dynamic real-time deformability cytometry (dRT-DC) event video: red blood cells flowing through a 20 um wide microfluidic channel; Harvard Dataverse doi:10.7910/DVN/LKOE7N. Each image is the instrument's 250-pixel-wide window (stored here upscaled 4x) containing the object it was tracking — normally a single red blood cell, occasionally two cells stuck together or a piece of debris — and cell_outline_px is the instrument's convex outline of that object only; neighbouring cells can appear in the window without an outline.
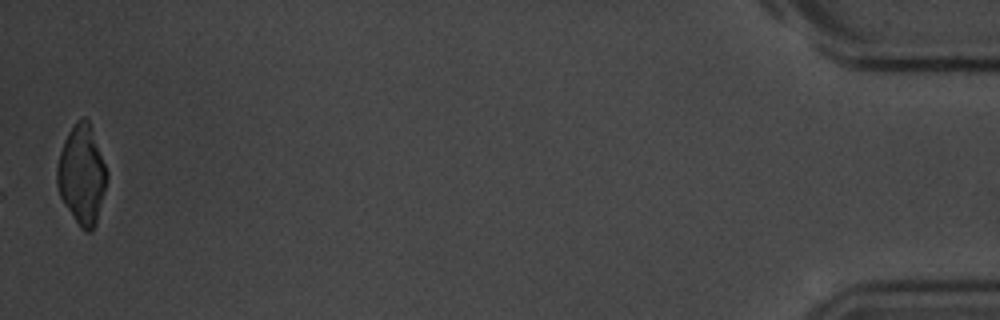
{"species": "common noctule bat (a hibernating species)", "species_latin": "Nyctalus noctula", "temperature_condition": "room temperature", "stored_images_in_passage": 40, "camera_frame_rate_fps": 3000, "um_per_image_px": 0.085, "animal": {"sex": "male", "body_mass_g": 20.1, "forearm_length_mm": 53.5}, "frame": {"image": 1, "passage_image": 40, "time_ms": 13.0, "image_size_px": [1000, 320], "cell_outline_px": [[108, 176], [96, 224], [92, 232], [84, 232], [80, 228], [64, 204], [60, 196], [56, 184], [56, 168], [60, 152], [64, 140], [68, 132], [76, 120], [84, 116], [88, 120], [92, 128], [108, 172]], "centroid_in_image_um": [6.95, 14.86], "position_along_channel_um": 428.2, "area_um2": 29.02}, "authors_computed_cell_mechanics": {"area_um2": 16.473, "velocity_mm_per_s": 3.7192, "shape_relaxation_time_tau1_ms": 3.1976, "shape_relaxation_time_tau2_ms": null, "deformation_change_tau1": 0.1405, "deformation_change_tau2": null}}